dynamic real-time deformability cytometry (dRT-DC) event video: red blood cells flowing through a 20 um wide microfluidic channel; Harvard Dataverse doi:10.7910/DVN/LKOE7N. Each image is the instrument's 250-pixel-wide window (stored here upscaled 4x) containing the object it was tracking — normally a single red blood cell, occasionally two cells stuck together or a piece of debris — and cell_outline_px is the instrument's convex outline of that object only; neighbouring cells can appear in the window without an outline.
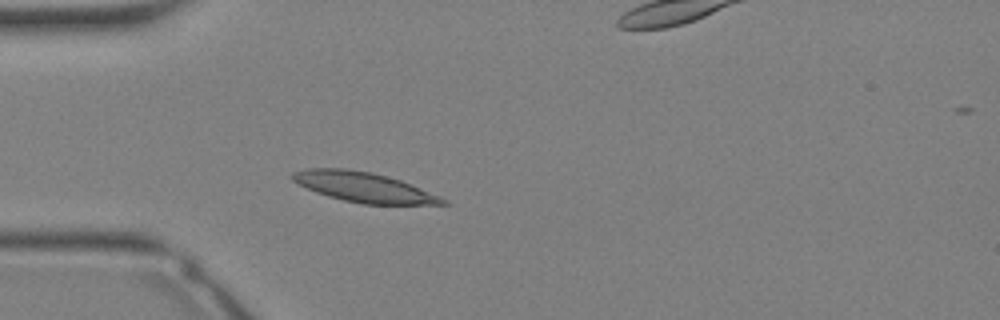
{"species": "Egyptian fruit bat (a non-hibernating species)", "species_latin": "Rousettus aegyptiacus", "temperature_condition": "warm", "stored_images_in_passage": 31, "camera_frame_rate_fps": 3000, "um_per_image_px": 0.085, "animal": {"sex": "female"}, "frame": {"image": 1, "passage_image": 6, "time_ms": 1.667, "image_size_px": [1000, 320], "cell_outline_px": [[452, 204], [364, 204], [344, 200], [328, 196], [316, 192], [292, 180], [288, 176], [292, 172], [308, 168], [348, 168], [372, 172], [400, 180], [440, 196], [448, 200]], "centroid_in_image_um": [30.91, 15.9], "position_along_channel_um": 54.1, "area_um2": 26.07}}
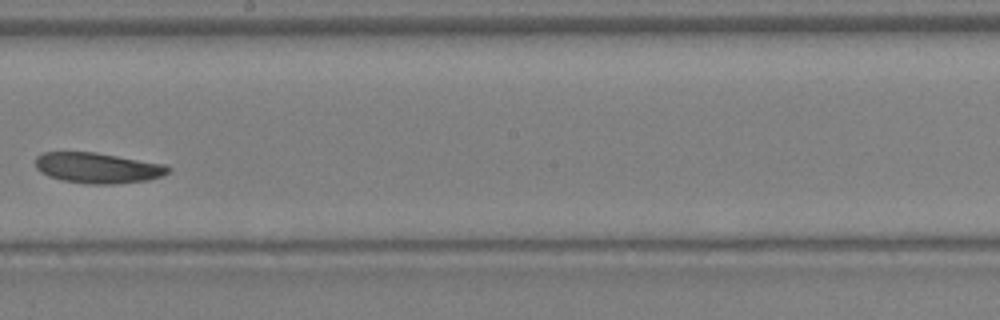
{"frame": {"image": 2, "passage_image": 16, "time_ms": 5.0, "image_size_px": [1000, 320], "cell_outline_px": [[172, 168], [168, 172], [160, 176], [148, 180], [116, 184], [88, 184], [60, 180], [48, 176], [40, 172], [36, 168], [36, 156], [44, 152], [96, 152], [164, 164]], "centroid_in_image_um": [8.28, 14.27], "position_along_channel_um": 239.9, "area_um2": 23.7}}
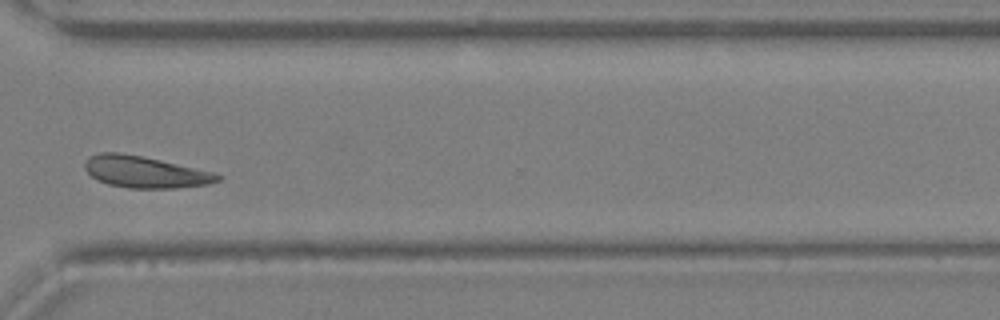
{"frame": {"image": 3, "passage_image": 22, "time_ms": 7.0, "image_size_px": [1000, 320], "cell_outline_px": [[224, 176], [220, 180], [208, 184], [176, 188], [128, 188], [108, 184], [96, 180], [84, 168], [84, 164], [88, 156], [100, 152], [116, 152], [140, 156], [160, 160], [212, 172]], "centroid_in_image_um": [12.3, 14.62], "position_along_channel_um": 358.3, "area_um2": 24.33}}